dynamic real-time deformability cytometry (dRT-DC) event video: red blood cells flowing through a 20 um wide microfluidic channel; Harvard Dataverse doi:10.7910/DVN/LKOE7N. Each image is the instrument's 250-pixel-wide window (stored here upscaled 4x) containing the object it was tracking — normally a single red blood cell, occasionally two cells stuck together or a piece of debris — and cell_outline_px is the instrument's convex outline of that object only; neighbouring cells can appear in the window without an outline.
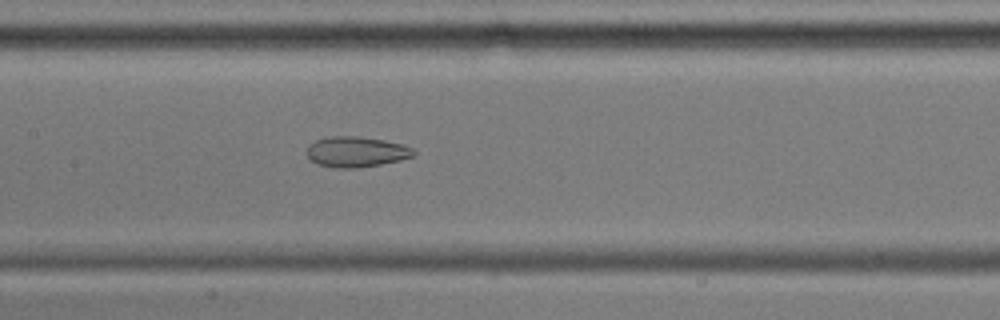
{"species": "common noctule bat (a hibernating species)", "species_latin": "Nyctalus noctula", "temperature_condition": "cold", "stored_images_in_passage": 56, "camera_frame_rate_fps": 3000, "um_per_image_px": 0.085, "animal": {"sex": "male", "body_mass_g": 17.9, "forearm_length_mm": 54.2}, "frame": {"image": 1, "passage_image": 26, "time_ms": 8.333, "image_size_px": [1000, 320], "cell_outline_px": [[416, 152], [412, 156], [400, 160], [380, 164], [356, 168], [336, 168], [316, 164], [308, 160], [308, 144], [316, 140], [332, 136], [356, 136], [384, 140], [404, 144], [412, 148]], "centroid_in_image_um": [30.26, 12.91], "position_along_channel_um": 177.1, "area_um2": 19.02}}
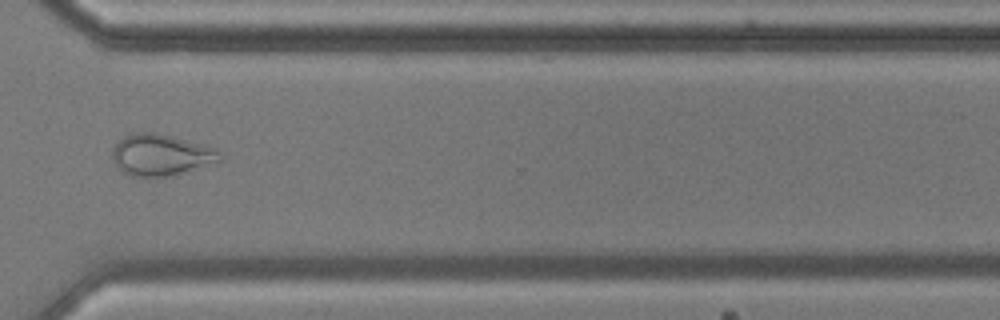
{"frame": {"image": 2, "passage_image": 41, "time_ms": 13.333, "image_size_px": [1000, 320], "cell_outline_px": [[220, 164], [172, 176], [132, 176], [116, 168], [112, 160], [112, 152], [116, 144], [124, 136], [140, 132], [152, 132], [172, 136], [208, 144], [216, 148], [220, 152]], "centroid_in_image_um": [13.77, 13.18], "position_along_channel_um": 356.8, "area_um2": 26.59}}
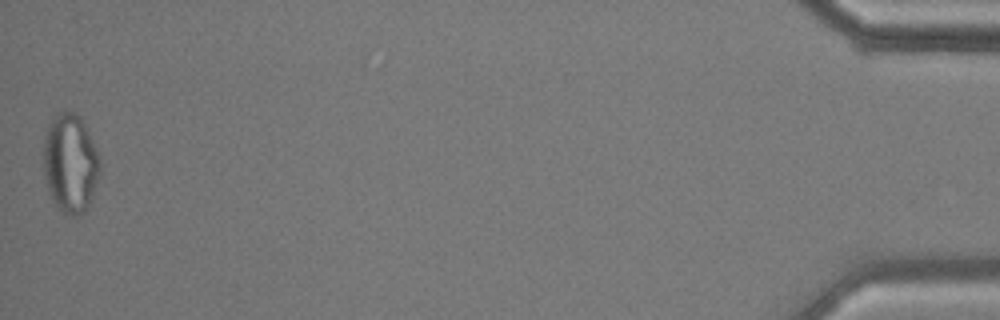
{"frame": {"image": 3, "passage_image": 55, "time_ms": 18.0, "image_size_px": [1000, 320], "cell_outline_px": [[100, 172], [92, 196], [84, 212], [76, 216], [72, 216], [64, 212], [52, 200], [48, 192], [44, 176], [44, 136], [48, 124], [56, 112], [76, 112], [80, 116], [96, 148], [100, 168]], "centroid_in_image_um": [5.95, 13.85], "position_along_channel_um": 429.2, "area_um2": 32.37}, "authors_computed_cell_mechanics": {"area_um2": 26.7614, "velocity_mm_per_s": 3.6052, "shape_relaxation_time_tau1_ms": null, "shape_relaxation_time_tau2_ms": 2.0308, "deformation_change_tau1": null, "deformation_change_tau2": 0.083}}